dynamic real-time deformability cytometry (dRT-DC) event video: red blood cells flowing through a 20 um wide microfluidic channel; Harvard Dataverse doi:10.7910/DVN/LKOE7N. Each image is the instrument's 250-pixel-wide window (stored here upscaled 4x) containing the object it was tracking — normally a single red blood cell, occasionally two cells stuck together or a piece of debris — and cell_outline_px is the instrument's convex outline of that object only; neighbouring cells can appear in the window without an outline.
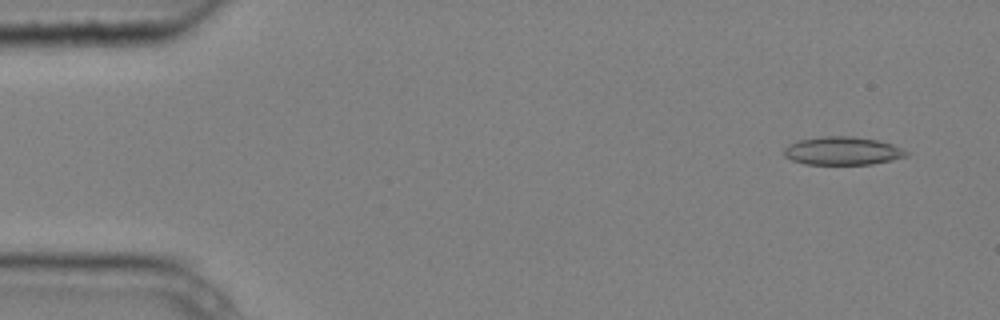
{"species": "common noctule bat (a hibernating species)", "species_latin": "Nyctalus noctula", "temperature_condition": "cold", "stored_images_in_passage": 3, "camera_frame_rate_fps": 3000, "um_per_image_px": 0.085, "animal": {"sex": "male", "body_mass_g": 20.4}, "frame": {"image": 1, "passage_image": 2, "time_ms": 0.333, "image_size_px": [1000, 320], "cell_outline_px": [[912, 152], [908, 156], [892, 160], [872, 164], [804, 164], [792, 160], [784, 156], [784, 148], [788, 144], [796, 140], [820, 136], [852, 136], [880, 140], [892, 144]], "centroid_in_image_um": [71.63, 12.81], "position_along_channel_um": 13.4, "area_um2": 20.46}}